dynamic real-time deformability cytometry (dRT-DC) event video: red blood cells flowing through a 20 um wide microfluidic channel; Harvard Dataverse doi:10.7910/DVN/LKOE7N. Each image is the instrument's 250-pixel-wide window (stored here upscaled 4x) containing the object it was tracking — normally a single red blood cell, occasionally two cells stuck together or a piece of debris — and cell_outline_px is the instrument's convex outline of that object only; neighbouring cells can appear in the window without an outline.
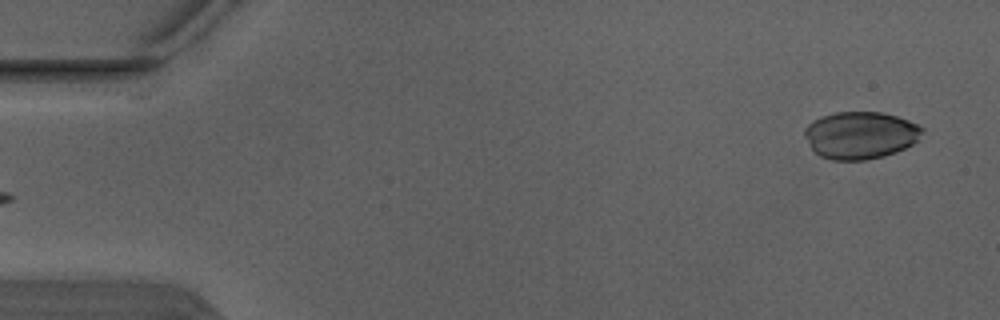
{"species": "Egyptian fruit bat (a non-hibernating species)", "species_latin": "Rousettus aegyptiacus", "temperature_condition": "warm", "stored_images_in_passage": 4, "segment_of_instrument_passage": [2, 2], "camera_frame_rate_fps": 3000, "um_per_image_px": 0.085, "animal": {"sex": "male"}, "frame": {"image": 1, "passage_image": 4, "time_ms": 1.0, "image_size_px": [1000, 320], "cell_outline_px": [[924, 128], [916, 140], [912, 144], [896, 152], [884, 156], [864, 160], [832, 160], [820, 156], [812, 148], [804, 136], [804, 128], [812, 120], [820, 116], [836, 112], [880, 112], [896, 116], [908, 120]], "centroid_in_image_um": [73.09, 11.48], "position_along_channel_um": 11.9, "area_um2": 32.31}}